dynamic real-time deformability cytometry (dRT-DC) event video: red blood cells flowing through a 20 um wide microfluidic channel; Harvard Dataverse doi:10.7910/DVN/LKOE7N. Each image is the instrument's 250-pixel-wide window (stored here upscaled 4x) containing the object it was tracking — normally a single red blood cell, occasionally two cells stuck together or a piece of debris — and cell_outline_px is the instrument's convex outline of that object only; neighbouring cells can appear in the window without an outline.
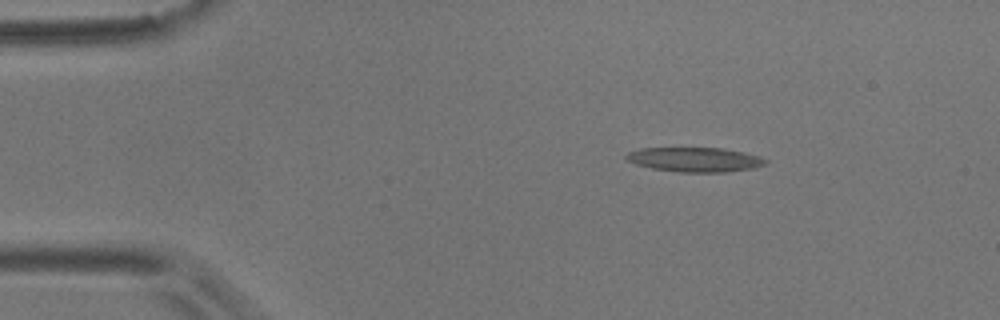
{"species": "common noctule bat (a hibernating species)", "species_latin": "Nyctalus noctula", "temperature_condition": "room temperature", "stored_images_in_passage": 4, "camera_frame_rate_fps": 3000, "um_per_image_px": 0.085, "animal": {"sex": "male", "body_mass_g": 17.9}, "frame": {"image": 1, "passage_image": 2, "time_ms": 0.333, "image_size_px": [1000, 320], "cell_outline_px": [[768, 160], [764, 164], [752, 168], [728, 172], [680, 172], [652, 168], [636, 164], [624, 160], [624, 156], [628, 152], [640, 148], [724, 148], [744, 152], [760, 156]], "centroid_in_image_um": [59.04, 13.56], "position_along_channel_um": 26.0, "area_um2": 19.94}}